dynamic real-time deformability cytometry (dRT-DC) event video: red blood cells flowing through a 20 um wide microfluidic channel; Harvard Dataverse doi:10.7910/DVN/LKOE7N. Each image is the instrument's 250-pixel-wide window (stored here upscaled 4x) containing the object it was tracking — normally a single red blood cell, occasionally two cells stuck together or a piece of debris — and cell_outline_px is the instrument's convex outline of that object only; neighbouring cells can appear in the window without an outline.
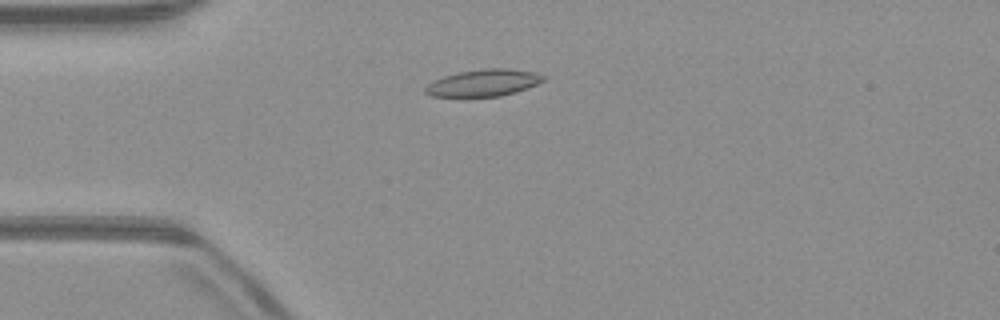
{"species": "common noctule bat (a hibernating species)", "species_latin": "Nyctalus noctula", "temperature_condition": "warm", "stored_images_in_passage": 52, "camera_frame_rate_fps": 3000, "um_per_image_px": 0.085, "animal": {"sex": "male", "body_mass_g": 23.1, "forearm_length_mm": 52.7}, "frame": {"image": 1, "passage_image": 14, "time_ms": 4.333, "image_size_px": [1000, 320], "cell_outline_px": [[548, 80], [528, 88], [516, 92], [500, 96], [432, 96], [424, 92], [424, 88], [428, 84], [444, 76], [456, 72], [484, 68], [508, 68], [536, 72], [544, 76]], "centroid_in_image_um": [41.16, 7.03], "position_along_channel_um": 43.8, "area_um2": 18.61}}
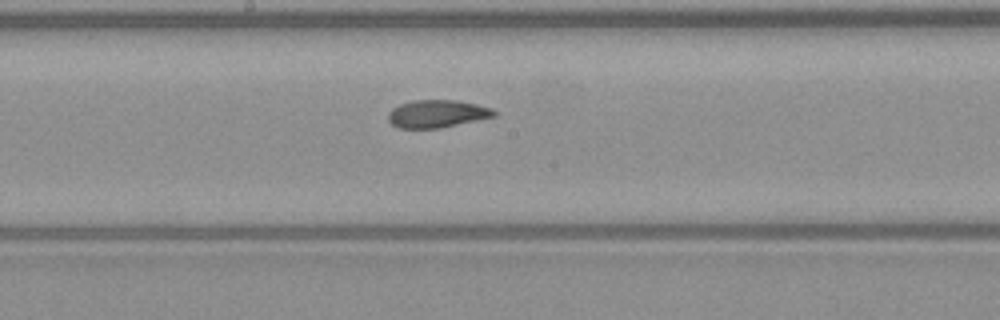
{"frame": {"image": 2, "passage_image": 28, "time_ms": 9.0, "image_size_px": [1000, 320], "cell_outline_px": [[496, 116], [440, 128], [396, 128], [388, 120], [388, 112], [392, 108], [400, 104], [412, 100], [456, 100], [476, 104], [492, 108], [496, 112]], "centroid_in_image_um": [37.13, 9.67], "position_along_channel_um": 211.1, "area_um2": 17.11}}
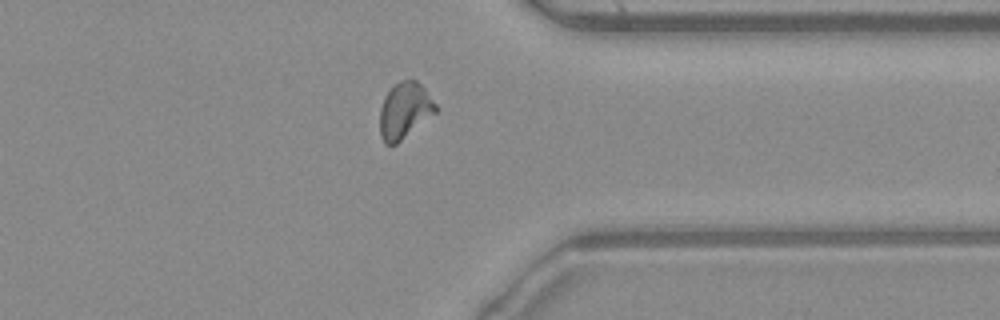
{"frame": {"image": 3, "passage_image": 41, "time_ms": 13.333, "image_size_px": [1000, 320], "cell_outline_px": [[440, 108], [436, 112], [396, 144], [384, 144], [380, 136], [380, 108], [384, 96], [400, 80], [416, 80], [424, 88]], "centroid_in_image_um": [34.39, 9.4], "position_along_channel_um": 377.0, "area_um2": 18.15}, "authors_computed_cell_mechanics": {"area_um2": 17.9469, "velocity_mm_per_s": 3.9853, "shape_relaxation_time_tau1_ms": null, "shape_relaxation_time_tau2_ms": 2.2941, "deformation_change_tau1": null, "deformation_change_tau2": 0.0724}}